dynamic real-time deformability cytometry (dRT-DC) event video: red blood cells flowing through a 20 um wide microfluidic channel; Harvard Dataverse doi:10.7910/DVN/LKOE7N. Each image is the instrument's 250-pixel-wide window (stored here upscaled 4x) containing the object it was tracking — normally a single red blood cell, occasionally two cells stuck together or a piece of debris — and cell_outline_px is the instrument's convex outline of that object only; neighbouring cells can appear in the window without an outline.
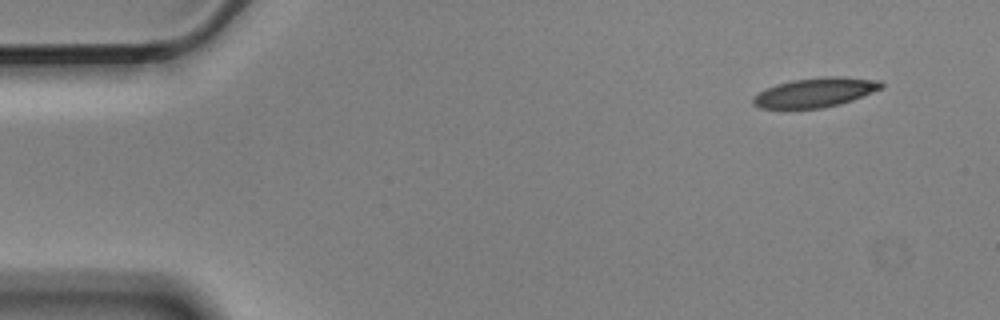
{"species": "Egyptian fruit bat (a non-hibernating species)", "species_latin": "Rousettus aegyptiacus", "temperature_condition": "cold", "stored_images_in_passage": 3, "camera_frame_rate_fps": 3000, "um_per_image_px": 0.085, "animal": {"sex": "male"}, "frame": {"image": 1, "passage_image": 1, "time_ms": 0.0, "image_size_px": [1000, 320], "cell_outline_px": [[884, 88], [852, 100], [840, 104], [820, 108], [784, 112], [760, 108], [752, 104], [752, 96], [776, 84], [792, 80], [828, 76], [840, 76], [880, 80], [884, 84]], "centroid_in_image_um": [69.23, 7.9], "position_along_channel_um": 15.8, "area_um2": 22.83}}